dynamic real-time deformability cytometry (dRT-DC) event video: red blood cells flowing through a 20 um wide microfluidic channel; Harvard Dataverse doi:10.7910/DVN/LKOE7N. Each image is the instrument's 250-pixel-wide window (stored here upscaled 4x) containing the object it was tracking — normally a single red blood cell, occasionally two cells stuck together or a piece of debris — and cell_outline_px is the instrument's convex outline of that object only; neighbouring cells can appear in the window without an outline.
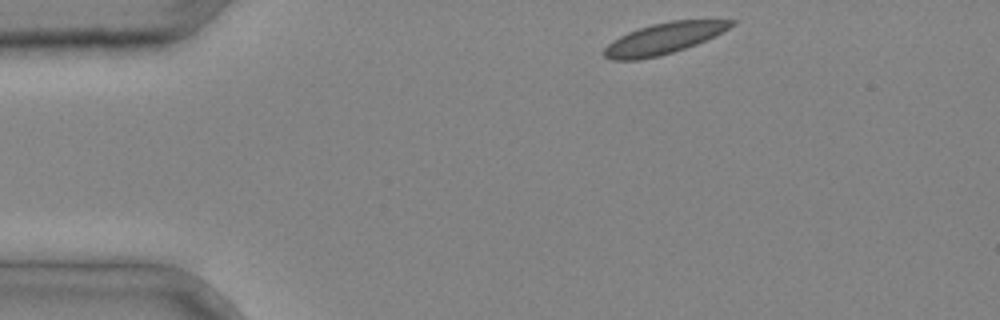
{"species": "common noctule bat (a hibernating species)", "species_latin": "Nyctalus noctula", "temperature_condition": "cold", "stored_images_in_passage": 2, "camera_frame_rate_fps": 3000, "um_per_image_px": 0.085, "animal": {"sex": "male", "body_mass_g": 20.4}, "frame": {"image": 1, "passage_image": 1, "time_ms": 0.0, "image_size_px": [1000, 320], "cell_outline_px": [[736, 24], [696, 44], [660, 56], [640, 60], [612, 60], [604, 56], [600, 52], [612, 40], [628, 32], [652, 24], [672, 20], [736, 20]], "centroid_in_image_um": [56.34, 3.28], "position_along_channel_um": 28.7, "area_um2": 22.83}}